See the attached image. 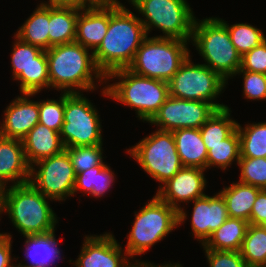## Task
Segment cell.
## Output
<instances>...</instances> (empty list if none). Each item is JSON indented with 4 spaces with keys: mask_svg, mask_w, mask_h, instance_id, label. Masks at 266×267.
<instances>
[{
    "mask_svg": "<svg viewBox=\"0 0 266 267\" xmlns=\"http://www.w3.org/2000/svg\"><path fill=\"white\" fill-rule=\"evenodd\" d=\"M148 37L140 17L120 1L109 3V26L99 47L93 52L97 68L106 77L128 68L141 43Z\"/></svg>",
    "mask_w": 266,
    "mask_h": 267,
    "instance_id": "6da1fadb",
    "label": "cell"
},
{
    "mask_svg": "<svg viewBox=\"0 0 266 267\" xmlns=\"http://www.w3.org/2000/svg\"><path fill=\"white\" fill-rule=\"evenodd\" d=\"M46 56L50 87L62 93L94 90V77L101 83L106 79L95 64L93 52L90 54L89 49L76 41L53 46L46 50Z\"/></svg>",
    "mask_w": 266,
    "mask_h": 267,
    "instance_id": "7a4b0ae2",
    "label": "cell"
},
{
    "mask_svg": "<svg viewBox=\"0 0 266 267\" xmlns=\"http://www.w3.org/2000/svg\"><path fill=\"white\" fill-rule=\"evenodd\" d=\"M6 188L3 190L2 212L8 213L13 225L23 236L55 231L58 217L50 207L48 197L30 183Z\"/></svg>",
    "mask_w": 266,
    "mask_h": 267,
    "instance_id": "3957f363",
    "label": "cell"
},
{
    "mask_svg": "<svg viewBox=\"0 0 266 267\" xmlns=\"http://www.w3.org/2000/svg\"><path fill=\"white\" fill-rule=\"evenodd\" d=\"M121 79L103 87L102 94L132 109L137 117L149 122L169 96L168 82L139 76L127 68L110 72L105 79Z\"/></svg>",
    "mask_w": 266,
    "mask_h": 267,
    "instance_id": "277c9868",
    "label": "cell"
},
{
    "mask_svg": "<svg viewBox=\"0 0 266 267\" xmlns=\"http://www.w3.org/2000/svg\"><path fill=\"white\" fill-rule=\"evenodd\" d=\"M194 46L205 60L204 65L218 73L224 80L235 75L241 67V55L231 41L227 27L216 17L193 24Z\"/></svg>",
    "mask_w": 266,
    "mask_h": 267,
    "instance_id": "5b68a950",
    "label": "cell"
},
{
    "mask_svg": "<svg viewBox=\"0 0 266 267\" xmlns=\"http://www.w3.org/2000/svg\"><path fill=\"white\" fill-rule=\"evenodd\" d=\"M187 44L188 41L174 38L147 37L127 69L139 76L168 82L190 55Z\"/></svg>",
    "mask_w": 266,
    "mask_h": 267,
    "instance_id": "8992f818",
    "label": "cell"
},
{
    "mask_svg": "<svg viewBox=\"0 0 266 267\" xmlns=\"http://www.w3.org/2000/svg\"><path fill=\"white\" fill-rule=\"evenodd\" d=\"M175 227H178V211L155 195L139 213L135 212V221L124 251L130 258L144 254Z\"/></svg>",
    "mask_w": 266,
    "mask_h": 267,
    "instance_id": "52a82bcc",
    "label": "cell"
},
{
    "mask_svg": "<svg viewBox=\"0 0 266 267\" xmlns=\"http://www.w3.org/2000/svg\"><path fill=\"white\" fill-rule=\"evenodd\" d=\"M145 19L140 21L146 33L153 28L164 35L155 38H174L190 42L192 38L194 13L186 0H129ZM190 40V41H189Z\"/></svg>",
    "mask_w": 266,
    "mask_h": 267,
    "instance_id": "ba28073f",
    "label": "cell"
},
{
    "mask_svg": "<svg viewBox=\"0 0 266 267\" xmlns=\"http://www.w3.org/2000/svg\"><path fill=\"white\" fill-rule=\"evenodd\" d=\"M127 152L150 177L161 184L172 178L184 166L177 153L172 132L158 130L143 138Z\"/></svg>",
    "mask_w": 266,
    "mask_h": 267,
    "instance_id": "9c48e42d",
    "label": "cell"
},
{
    "mask_svg": "<svg viewBox=\"0 0 266 267\" xmlns=\"http://www.w3.org/2000/svg\"><path fill=\"white\" fill-rule=\"evenodd\" d=\"M98 111L83 93H65L64 123L60 138L64 148L102 144Z\"/></svg>",
    "mask_w": 266,
    "mask_h": 267,
    "instance_id": "30bf717a",
    "label": "cell"
},
{
    "mask_svg": "<svg viewBox=\"0 0 266 267\" xmlns=\"http://www.w3.org/2000/svg\"><path fill=\"white\" fill-rule=\"evenodd\" d=\"M190 59L189 55L168 81L169 95L179 99L209 102L216 109L227 107L213 102L221 94L227 81L206 65L194 64Z\"/></svg>",
    "mask_w": 266,
    "mask_h": 267,
    "instance_id": "8fae6325",
    "label": "cell"
},
{
    "mask_svg": "<svg viewBox=\"0 0 266 267\" xmlns=\"http://www.w3.org/2000/svg\"><path fill=\"white\" fill-rule=\"evenodd\" d=\"M75 181L74 167L65 149L30 166L29 183L51 201H63L73 196Z\"/></svg>",
    "mask_w": 266,
    "mask_h": 267,
    "instance_id": "7c38bea8",
    "label": "cell"
},
{
    "mask_svg": "<svg viewBox=\"0 0 266 267\" xmlns=\"http://www.w3.org/2000/svg\"><path fill=\"white\" fill-rule=\"evenodd\" d=\"M11 64L14 80L20 82V92L37 94L50 88L46 50L25 43L14 35Z\"/></svg>",
    "mask_w": 266,
    "mask_h": 267,
    "instance_id": "4fadbf2b",
    "label": "cell"
},
{
    "mask_svg": "<svg viewBox=\"0 0 266 267\" xmlns=\"http://www.w3.org/2000/svg\"><path fill=\"white\" fill-rule=\"evenodd\" d=\"M215 110L209 102L179 99L169 95L148 123L159 126L158 130L169 132L184 128L199 129Z\"/></svg>",
    "mask_w": 266,
    "mask_h": 267,
    "instance_id": "5bb4252c",
    "label": "cell"
},
{
    "mask_svg": "<svg viewBox=\"0 0 266 267\" xmlns=\"http://www.w3.org/2000/svg\"><path fill=\"white\" fill-rule=\"evenodd\" d=\"M204 171L199 167H183L164 186H159L156 196L178 211L179 226L187 217L179 203L191 202L206 195L203 193L207 182Z\"/></svg>",
    "mask_w": 266,
    "mask_h": 267,
    "instance_id": "9a60e30c",
    "label": "cell"
},
{
    "mask_svg": "<svg viewBox=\"0 0 266 267\" xmlns=\"http://www.w3.org/2000/svg\"><path fill=\"white\" fill-rule=\"evenodd\" d=\"M76 267H134L113 234L86 236ZM123 252V253H122ZM124 254V255H123Z\"/></svg>",
    "mask_w": 266,
    "mask_h": 267,
    "instance_id": "2e32d148",
    "label": "cell"
},
{
    "mask_svg": "<svg viewBox=\"0 0 266 267\" xmlns=\"http://www.w3.org/2000/svg\"><path fill=\"white\" fill-rule=\"evenodd\" d=\"M33 95L23 93L7 106L0 124L1 136L22 140L39 123V102L29 99Z\"/></svg>",
    "mask_w": 266,
    "mask_h": 267,
    "instance_id": "e0dca14e",
    "label": "cell"
},
{
    "mask_svg": "<svg viewBox=\"0 0 266 267\" xmlns=\"http://www.w3.org/2000/svg\"><path fill=\"white\" fill-rule=\"evenodd\" d=\"M194 208L191 217V229L194 238L203 245L211 234L229 217L224 198L220 193L205 195L192 201Z\"/></svg>",
    "mask_w": 266,
    "mask_h": 267,
    "instance_id": "ac0fdd59",
    "label": "cell"
},
{
    "mask_svg": "<svg viewBox=\"0 0 266 267\" xmlns=\"http://www.w3.org/2000/svg\"><path fill=\"white\" fill-rule=\"evenodd\" d=\"M109 26V4L79 8L75 41L94 52Z\"/></svg>",
    "mask_w": 266,
    "mask_h": 267,
    "instance_id": "d6986e66",
    "label": "cell"
},
{
    "mask_svg": "<svg viewBox=\"0 0 266 267\" xmlns=\"http://www.w3.org/2000/svg\"><path fill=\"white\" fill-rule=\"evenodd\" d=\"M29 178L30 165L26 161L22 141L0 135V184L4 187L10 181L13 185L26 184Z\"/></svg>",
    "mask_w": 266,
    "mask_h": 267,
    "instance_id": "ffe728a7",
    "label": "cell"
},
{
    "mask_svg": "<svg viewBox=\"0 0 266 267\" xmlns=\"http://www.w3.org/2000/svg\"><path fill=\"white\" fill-rule=\"evenodd\" d=\"M21 141L26 161L30 166L42 159L57 155L65 149L60 133L40 123Z\"/></svg>",
    "mask_w": 266,
    "mask_h": 267,
    "instance_id": "44dd1931",
    "label": "cell"
},
{
    "mask_svg": "<svg viewBox=\"0 0 266 267\" xmlns=\"http://www.w3.org/2000/svg\"><path fill=\"white\" fill-rule=\"evenodd\" d=\"M177 153L184 167L207 169L208 151L201 132L196 128H184L172 131Z\"/></svg>",
    "mask_w": 266,
    "mask_h": 267,
    "instance_id": "7402d4cb",
    "label": "cell"
},
{
    "mask_svg": "<svg viewBox=\"0 0 266 267\" xmlns=\"http://www.w3.org/2000/svg\"><path fill=\"white\" fill-rule=\"evenodd\" d=\"M79 8L49 5V48L75 41Z\"/></svg>",
    "mask_w": 266,
    "mask_h": 267,
    "instance_id": "603a6c76",
    "label": "cell"
},
{
    "mask_svg": "<svg viewBox=\"0 0 266 267\" xmlns=\"http://www.w3.org/2000/svg\"><path fill=\"white\" fill-rule=\"evenodd\" d=\"M262 189L238 181L223 188L219 193L225 200L228 216L249 222L258 193Z\"/></svg>",
    "mask_w": 266,
    "mask_h": 267,
    "instance_id": "cb8c5ba5",
    "label": "cell"
},
{
    "mask_svg": "<svg viewBox=\"0 0 266 267\" xmlns=\"http://www.w3.org/2000/svg\"><path fill=\"white\" fill-rule=\"evenodd\" d=\"M26 238V260H30V264H23L22 267H50L55 264L56 259L61 258L60 250L58 249L55 231L42 234L24 236Z\"/></svg>",
    "mask_w": 266,
    "mask_h": 267,
    "instance_id": "d4e9b609",
    "label": "cell"
},
{
    "mask_svg": "<svg viewBox=\"0 0 266 267\" xmlns=\"http://www.w3.org/2000/svg\"><path fill=\"white\" fill-rule=\"evenodd\" d=\"M248 225L246 220L228 217L202 246L212 250L240 251Z\"/></svg>",
    "mask_w": 266,
    "mask_h": 267,
    "instance_id": "484cf974",
    "label": "cell"
},
{
    "mask_svg": "<svg viewBox=\"0 0 266 267\" xmlns=\"http://www.w3.org/2000/svg\"><path fill=\"white\" fill-rule=\"evenodd\" d=\"M49 5L40 4L24 24L17 30L15 36L21 41L49 49Z\"/></svg>",
    "mask_w": 266,
    "mask_h": 267,
    "instance_id": "4316f807",
    "label": "cell"
},
{
    "mask_svg": "<svg viewBox=\"0 0 266 267\" xmlns=\"http://www.w3.org/2000/svg\"><path fill=\"white\" fill-rule=\"evenodd\" d=\"M230 112L228 106L216 109L199 128L205 145L220 144L237 129L238 122L230 119Z\"/></svg>",
    "mask_w": 266,
    "mask_h": 267,
    "instance_id": "83f0119b",
    "label": "cell"
},
{
    "mask_svg": "<svg viewBox=\"0 0 266 267\" xmlns=\"http://www.w3.org/2000/svg\"><path fill=\"white\" fill-rule=\"evenodd\" d=\"M249 267H266V229L249 224L240 250Z\"/></svg>",
    "mask_w": 266,
    "mask_h": 267,
    "instance_id": "f1b7e54d",
    "label": "cell"
},
{
    "mask_svg": "<svg viewBox=\"0 0 266 267\" xmlns=\"http://www.w3.org/2000/svg\"><path fill=\"white\" fill-rule=\"evenodd\" d=\"M240 137V158H266V122L237 124Z\"/></svg>",
    "mask_w": 266,
    "mask_h": 267,
    "instance_id": "f546056e",
    "label": "cell"
},
{
    "mask_svg": "<svg viewBox=\"0 0 266 267\" xmlns=\"http://www.w3.org/2000/svg\"><path fill=\"white\" fill-rule=\"evenodd\" d=\"M208 151L207 169L208 167L217 166L222 170L230 167L232 162L238 164L240 159V137L236 129L228 138L217 145H206Z\"/></svg>",
    "mask_w": 266,
    "mask_h": 267,
    "instance_id": "4dcf8cb0",
    "label": "cell"
},
{
    "mask_svg": "<svg viewBox=\"0 0 266 267\" xmlns=\"http://www.w3.org/2000/svg\"><path fill=\"white\" fill-rule=\"evenodd\" d=\"M218 19L227 27L231 41L241 56L266 40L262 30L253 25L236 23L229 26L224 20Z\"/></svg>",
    "mask_w": 266,
    "mask_h": 267,
    "instance_id": "1f68e13d",
    "label": "cell"
},
{
    "mask_svg": "<svg viewBox=\"0 0 266 267\" xmlns=\"http://www.w3.org/2000/svg\"><path fill=\"white\" fill-rule=\"evenodd\" d=\"M65 150L71 158L75 174L99 166L103 162L102 145L69 147Z\"/></svg>",
    "mask_w": 266,
    "mask_h": 267,
    "instance_id": "d6a6232c",
    "label": "cell"
},
{
    "mask_svg": "<svg viewBox=\"0 0 266 267\" xmlns=\"http://www.w3.org/2000/svg\"><path fill=\"white\" fill-rule=\"evenodd\" d=\"M65 93L59 100L39 101V123L57 132H61L64 123Z\"/></svg>",
    "mask_w": 266,
    "mask_h": 267,
    "instance_id": "836d02e7",
    "label": "cell"
},
{
    "mask_svg": "<svg viewBox=\"0 0 266 267\" xmlns=\"http://www.w3.org/2000/svg\"><path fill=\"white\" fill-rule=\"evenodd\" d=\"M238 166L240 182L266 189V158H240Z\"/></svg>",
    "mask_w": 266,
    "mask_h": 267,
    "instance_id": "e575fe53",
    "label": "cell"
},
{
    "mask_svg": "<svg viewBox=\"0 0 266 267\" xmlns=\"http://www.w3.org/2000/svg\"><path fill=\"white\" fill-rule=\"evenodd\" d=\"M243 73V94L249 100H266V74L238 70L235 76Z\"/></svg>",
    "mask_w": 266,
    "mask_h": 267,
    "instance_id": "d590c367",
    "label": "cell"
},
{
    "mask_svg": "<svg viewBox=\"0 0 266 267\" xmlns=\"http://www.w3.org/2000/svg\"><path fill=\"white\" fill-rule=\"evenodd\" d=\"M209 267H249L241 256L240 251L206 249Z\"/></svg>",
    "mask_w": 266,
    "mask_h": 267,
    "instance_id": "8d00e7d4",
    "label": "cell"
},
{
    "mask_svg": "<svg viewBox=\"0 0 266 267\" xmlns=\"http://www.w3.org/2000/svg\"><path fill=\"white\" fill-rule=\"evenodd\" d=\"M239 70L266 74V40L241 57Z\"/></svg>",
    "mask_w": 266,
    "mask_h": 267,
    "instance_id": "74e56055",
    "label": "cell"
},
{
    "mask_svg": "<svg viewBox=\"0 0 266 267\" xmlns=\"http://www.w3.org/2000/svg\"><path fill=\"white\" fill-rule=\"evenodd\" d=\"M105 165L106 164L102 162L99 166H95L94 168L76 174V181L73 190V195L79 190H82L83 193L85 192L87 193L86 195H89L92 192L93 187H95L96 174Z\"/></svg>",
    "mask_w": 266,
    "mask_h": 267,
    "instance_id": "f35d334b",
    "label": "cell"
},
{
    "mask_svg": "<svg viewBox=\"0 0 266 267\" xmlns=\"http://www.w3.org/2000/svg\"><path fill=\"white\" fill-rule=\"evenodd\" d=\"M113 171H111L110 167L105 165L97 174L95 187H93L92 192L89 195L94 197H102L108 189L113 184L114 175Z\"/></svg>",
    "mask_w": 266,
    "mask_h": 267,
    "instance_id": "ab89813d",
    "label": "cell"
},
{
    "mask_svg": "<svg viewBox=\"0 0 266 267\" xmlns=\"http://www.w3.org/2000/svg\"><path fill=\"white\" fill-rule=\"evenodd\" d=\"M266 221V189H262L254 202L249 224L262 225Z\"/></svg>",
    "mask_w": 266,
    "mask_h": 267,
    "instance_id": "60d3db41",
    "label": "cell"
},
{
    "mask_svg": "<svg viewBox=\"0 0 266 267\" xmlns=\"http://www.w3.org/2000/svg\"><path fill=\"white\" fill-rule=\"evenodd\" d=\"M12 237L8 233H0V267H10L11 260V243Z\"/></svg>",
    "mask_w": 266,
    "mask_h": 267,
    "instance_id": "b9f144b4",
    "label": "cell"
},
{
    "mask_svg": "<svg viewBox=\"0 0 266 267\" xmlns=\"http://www.w3.org/2000/svg\"><path fill=\"white\" fill-rule=\"evenodd\" d=\"M47 2L48 3L40 4L53 6H73L80 9L90 6L86 0H49Z\"/></svg>",
    "mask_w": 266,
    "mask_h": 267,
    "instance_id": "7bdbcfd3",
    "label": "cell"
},
{
    "mask_svg": "<svg viewBox=\"0 0 266 267\" xmlns=\"http://www.w3.org/2000/svg\"><path fill=\"white\" fill-rule=\"evenodd\" d=\"M136 261V263H135V265H134V267H174V264H171V263H169V264H163V265H155V264H152V263H150V262H139L138 260H135Z\"/></svg>",
    "mask_w": 266,
    "mask_h": 267,
    "instance_id": "ee69618b",
    "label": "cell"
},
{
    "mask_svg": "<svg viewBox=\"0 0 266 267\" xmlns=\"http://www.w3.org/2000/svg\"><path fill=\"white\" fill-rule=\"evenodd\" d=\"M90 5H104L118 0H86Z\"/></svg>",
    "mask_w": 266,
    "mask_h": 267,
    "instance_id": "f6af8a7d",
    "label": "cell"
},
{
    "mask_svg": "<svg viewBox=\"0 0 266 267\" xmlns=\"http://www.w3.org/2000/svg\"><path fill=\"white\" fill-rule=\"evenodd\" d=\"M3 190L4 186L0 184V214H2V202H3Z\"/></svg>",
    "mask_w": 266,
    "mask_h": 267,
    "instance_id": "bcb514c9",
    "label": "cell"
},
{
    "mask_svg": "<svg viewBox=\"0 0 266 267\" xmlns=\"http://www.w3.org/2000/svg\"><path fill=\"white\" fill-rule=\"evenodd\" d=\"M10 267H22V266H21V263H19V264H17V266L12 264Z\"/></svg>",
    "mask_w": 266,
    "mask_h": 267,
    "instance_id": "7dc6e473",
    "label": "cell"
},
{
    "mask_svg": "<svg viewBox=\"0 0 266 267\" xmlns=\"http://www.w3.org/2000/svg\"><path fill=\"white\" fill-rule=\"evenodd\" d=\"M174 267H182V265L179 264V263H175V264H174Z\"/></svg>",
    "mask_w": 266,
    "mask_h": 267,
    "instance_id": "c3c4849f",
    "label": "cell"
},
{
    "mask_svg": "<svg viewBox=\"0 0 266 267\" xmlns=\"http://www.w3.org/2000/svg\"><path fill=\"white\" fill-rule=\"evenodd\" d=\"M262 226L266 229V221L262 224Z\"/></svg>",
    "mask_w": 266,
    "mask_h": 267,
    "instance_id": "681fc988",
    "label": "cell"
}]
</instances>
